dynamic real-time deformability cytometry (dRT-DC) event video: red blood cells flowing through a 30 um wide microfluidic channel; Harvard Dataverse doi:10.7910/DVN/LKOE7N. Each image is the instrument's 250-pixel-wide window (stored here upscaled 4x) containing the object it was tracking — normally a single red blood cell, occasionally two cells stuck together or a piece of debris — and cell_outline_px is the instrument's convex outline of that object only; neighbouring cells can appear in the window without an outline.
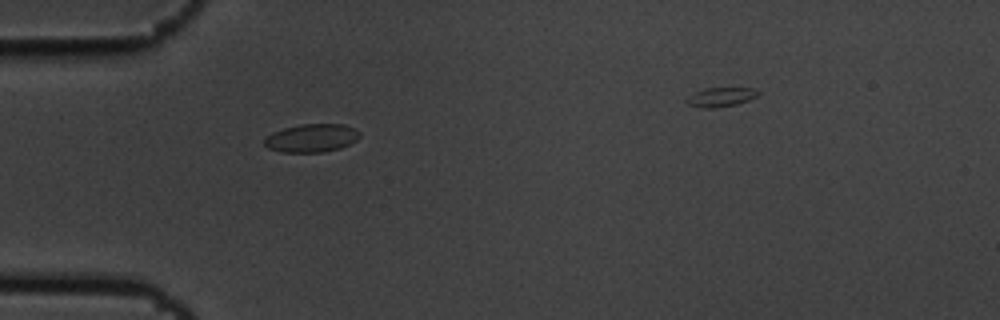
{"species": "common noctule bat (a hibernating species)", "species_latin": "Nyctalus noctula", "temperature_condition": "cold", "stored_images_in_passage": 35, "camera_frame_rate_fps": 3000, "um_per_image_px": 0.085, "animal": {"sex": "male", "body_mass_g": 19.5, "forearm_length_mm": 54.6}, "frame": {"image": 1, "passage_image": 1, "time_ms": 0.0, "image_size_px": [1000, 320], "cell_outline_px": [[360, 136], [356, 140], [340, 148], [324, 152], [280, 152], [268, 148], [264, 144], [264, 140], [272, 132], [284, 128], [300, 124], [344, 124], [356, 128], [360, 132]], "centroid_in_image_um": [26.5, 11.73], "position_along_channel_um": 58.5, "area_um2": 15.72}}
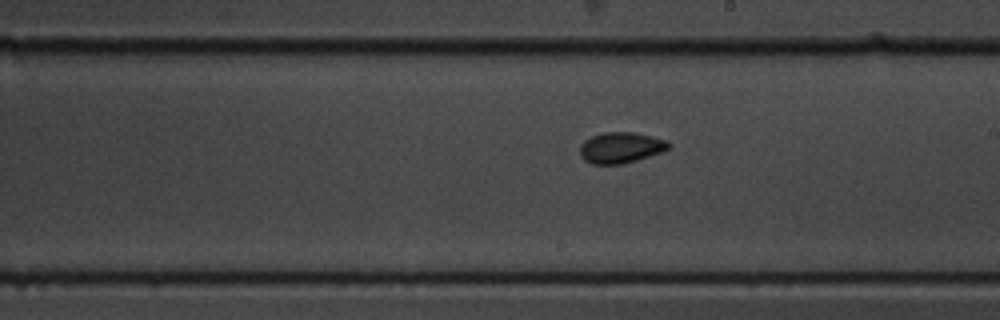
{"frame": {"image": 2, "passage_image": 16, "time_ms": 5.0, "image_size_px": [1000, 320], "cell_outline_px": [[672, 144], [668, 148], [660, 152], [636, 160], [620, 164], [592, 164], [584, 160], [580, 156], [580, 144], [584, 140], [592, 136], [604, 132], [632, 132], [652, 136], [668, 140]], "centroid_in_image_um": [52.75, 12.54], "position_along_channel_um": 236.3, "area_um2": 15.95}}
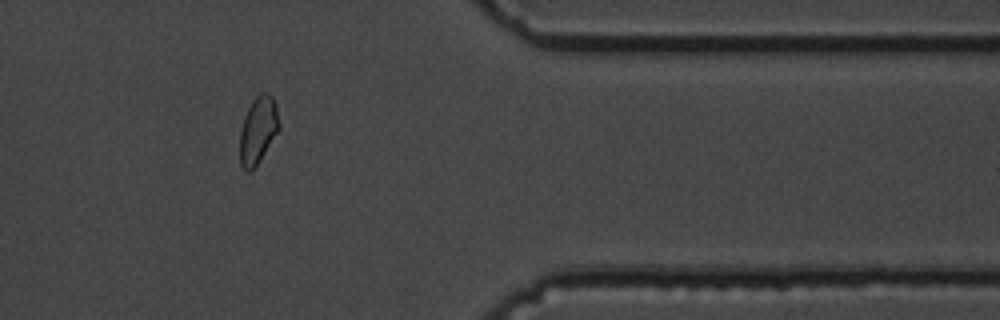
{"frame": {"image": 3, "passage_image": 30, "time_ms": 9.667, "image_size_px": [1000, 320], "cell_outline_px": [[280, 128], [260, 160], [252, 172], [248, 172], [240, 164], [240, 128], [244, 116], [252, 100], [260, 92], [268, 92], [272, 96], [276, 104], [280, 124]], "centroid_in_image_um": [21.94, 11.04], "position_along_channel_um": 389.5, "area_um2": 15.55}}